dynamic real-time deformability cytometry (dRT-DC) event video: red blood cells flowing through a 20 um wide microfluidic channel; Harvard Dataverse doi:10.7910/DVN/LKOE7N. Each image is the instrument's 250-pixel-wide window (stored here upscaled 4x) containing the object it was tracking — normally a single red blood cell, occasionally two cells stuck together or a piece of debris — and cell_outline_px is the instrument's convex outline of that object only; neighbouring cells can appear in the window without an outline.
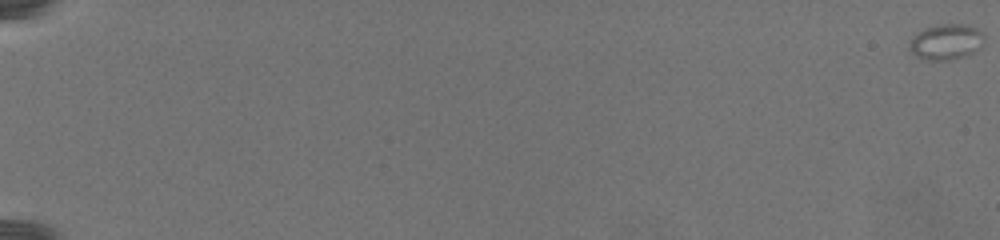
{"species": "common noctule bat (a hibernating species)", "species_latin": "Nyctalus noctula", "temperature_condition": "warm", "stored_images_in_passage": 152, "camera_frame_rate_fps": 3000, "um_per_image_px": 0.085, "animal": {"sex": "female", "body_mass_g": 19.5, "forearm_length_mm": 54.1}, "frame": {"image": 1, "passage_image": 1, "time_ms": 0.0, "image_size_px": [1000, 240], "cell_outline_px": [[984, 36], [980, 48], [972, 52], [948, 60], [932, 60], [920, 56], [912, 52], [908, 48], [908, 44], [920, 32], [928, 28], [940, 24], [964, 24], [976, 28]], "centroid_in_image_um": [80.44, 3.55], "position_along_channel_um": 4.6, "area_um2": 14.8}}